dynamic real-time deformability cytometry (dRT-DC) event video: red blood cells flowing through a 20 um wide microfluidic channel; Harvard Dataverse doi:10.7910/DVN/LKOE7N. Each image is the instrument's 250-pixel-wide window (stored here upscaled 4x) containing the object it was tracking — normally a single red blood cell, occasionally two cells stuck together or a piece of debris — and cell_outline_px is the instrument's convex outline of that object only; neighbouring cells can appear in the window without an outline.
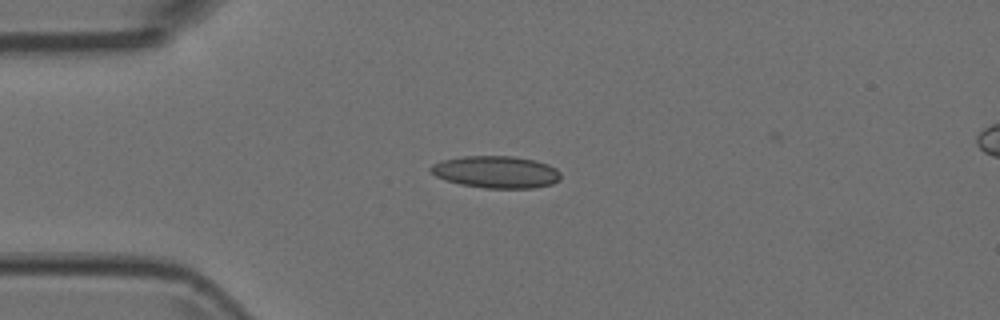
{"species": "Egyptian fruit bat (a non-hibernating species)", "species_latin": "Rousettus aegyptiacus", "temperature_condition": "room temperature", "stored_images_in_passage": 5, "camera_frame_rate_fps": 3000, "um_per_image_px": 0.085, "animal": {"sex": "female"}, "frame": {"image": 1, "passage_image": 3, "time_ms": 0.667, "image_size_px": [1000, 320], "cell_outline_px": [[560, 180], [552, 184], [532, 188], [484, 188], [460, 184], [436, 176], [428, 168], [432, 164], [444, 160], [464, 156], [512, 156], [536, 160], [548, 164], [556, 168], [560, 172]], "centroid_in_image_um": [42.2, 14.62], "position_along_channel_um": 42.8, "area_um2": 24.28}}
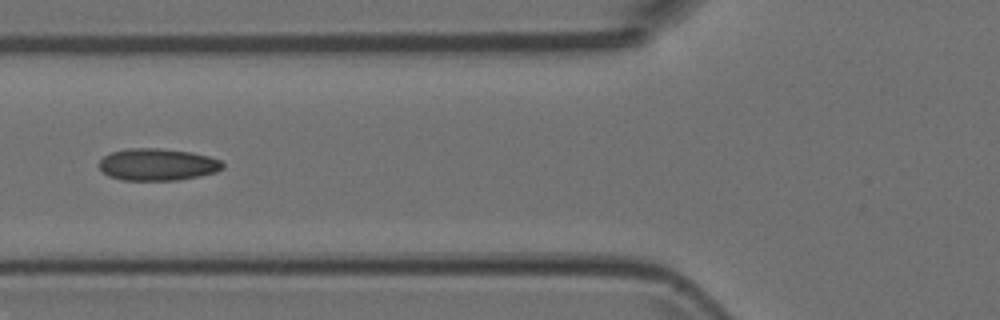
{"frame": {"image": 2, "passage_image": 5, "time_ms": 1.333, "image_size_px": [1000, 320], "cell_outline_px": [[224, 168], [216, 172], [200, 176], [176, 180], [120, 180], [108, 176], [96, 164], [104, 156], [112, 152], [128, 148], [160, 148], [192, 152], [208, 156], [220, 160], [224, 164]], "centroid_in_image_um": [13.38, 13.98], "position_along_channel_um": 112.4, "area_um2": 23.24}}